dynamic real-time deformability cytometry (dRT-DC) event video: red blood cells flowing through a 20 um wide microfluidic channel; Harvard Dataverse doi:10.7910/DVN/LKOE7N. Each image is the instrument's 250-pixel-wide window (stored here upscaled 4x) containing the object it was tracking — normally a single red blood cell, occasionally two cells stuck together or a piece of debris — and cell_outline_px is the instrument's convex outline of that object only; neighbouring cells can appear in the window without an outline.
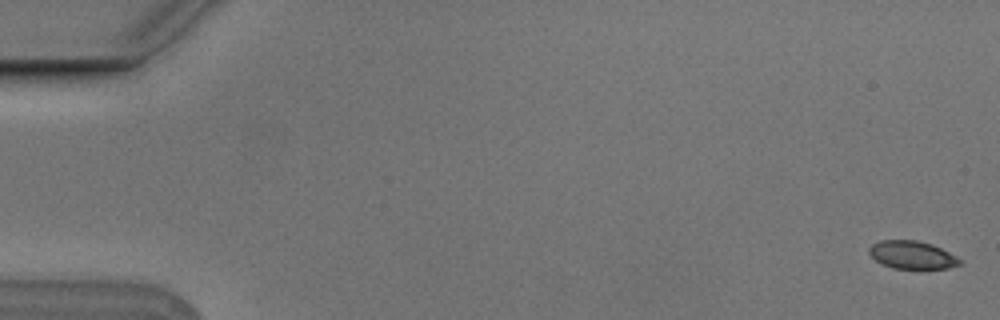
{"species": "Egyptian fruit bat (a non-hibernating species)", "species_latin": "Rousettus aegyptiacus", "temperature_condition": "cold", "stored_images_in_passage": 56, "camera_frame_rate_fps": 3000, "um_per_image_px": 0.085, "animal": {"sex": "male"}, "frame": {"image": 1, "passage_image": 2, "time_ms": 0.333, "image_size_px": [1000, 320], "cell_outline_px": [[964, 260], [960, 264], [948, 268], [920, 272], [892, 268], [880, 264], [868, 252], [868, 248], [872, 244], [880, 240], [916, 240], [932, 244]], "centroid_in_image_um": [77.55, 21.73], "position_along_channel_um": 7.5, "area_um2": 15.55}}
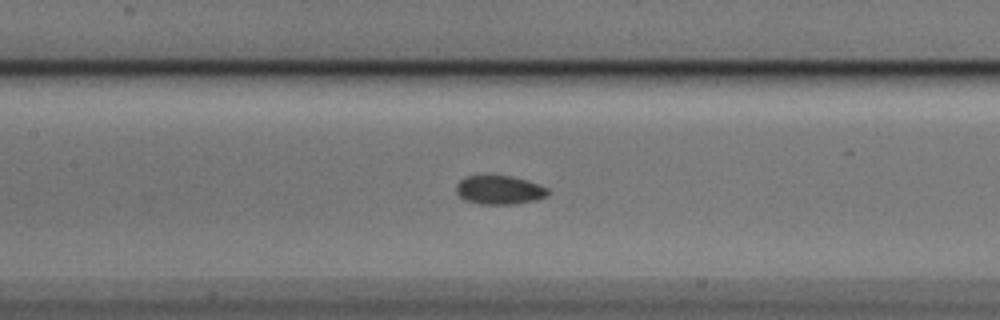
{"frame": {"image": 2, "passage_image": 27, "time_ms": 8.667, "image_size_px": [1000, 320], "cell_outline_px": [[552, 192], [548, 196], [536, 200], [512, 204], [480, 204], [464, 200], [456, 192], [456, 184], [464, 176], [484, 172], [512, 176], [528, 180], [540, 184], [548, 188]], "centroid_in_image_um": [42.44, 16.09], "position_along_channel_um": 165.0, "area_um2": 16.3}}
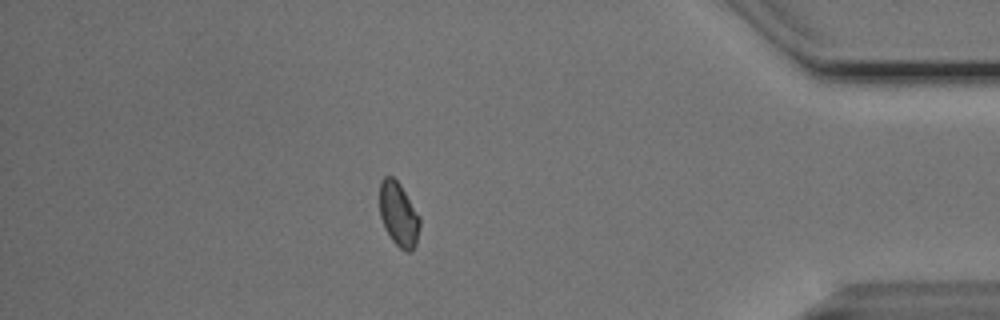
{"frame": {"image": 3, "passage_image": 49, "time_ms": 16.0, "image_size_px": [1000, 320], "cell_outline_px": [[420, 224], [416, 244], [412, 252], [404, 252], [392, 240], [380, 216], [380, 180], [384, 176], [392, 176], [400, 184], [420, 216]], "centroid_in_image_um": [33.89, 18.22], "position_along_channel_um": 401.3, "area_um2": 14.97}, "authors_computed_cell_mechanics": {"area_um2": 15.5193, "velocity_mm_per_s": 3.7555, "shape_relaxation_time_tau1_ms": 4.4134, "shape_relaxation_time_tau2_ms": 1.9599, "deformation_change_tau1": 0.0629, "deformation_change_tau2": 0.0541}}